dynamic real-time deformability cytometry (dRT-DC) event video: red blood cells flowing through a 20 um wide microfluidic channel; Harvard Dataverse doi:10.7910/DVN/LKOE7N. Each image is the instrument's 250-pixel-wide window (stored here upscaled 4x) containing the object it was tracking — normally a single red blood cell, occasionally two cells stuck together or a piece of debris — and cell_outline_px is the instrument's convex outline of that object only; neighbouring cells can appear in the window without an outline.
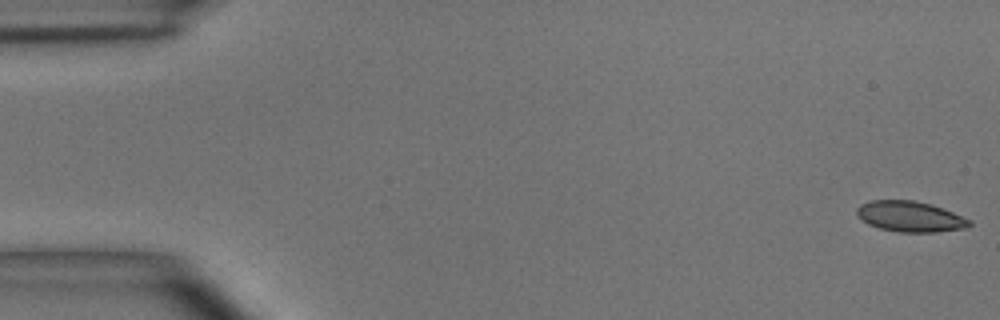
{"species": "common noctule bat (a hibernating species)", "species_latin": "Nyctalus noctula", "temperature_condition": "room temperature", "stored_images_in_passage": 48, "camera_frame_rate_fps": 3000, "um_per_image_px": 0.085, "animal": {"sex": "male", "body_mass_g": 15.6}, "frame": {"image": 1, "passage_image": 1, "time_ms": 0.0, "image_size_px": [1000, 320], "cell_outline_px": [[972, 224], [968, 228], [936, 232], [900, 232], [880, 228], [868, 224], [856, 212], [856, 208], [860, 204], [868, 200], [916, 200], [932, 204], [972, 220]], "centroid_in_image_um": [77.39, 18.4], "position_along_channel_um": 7.6, "area_um2": 20.17}}
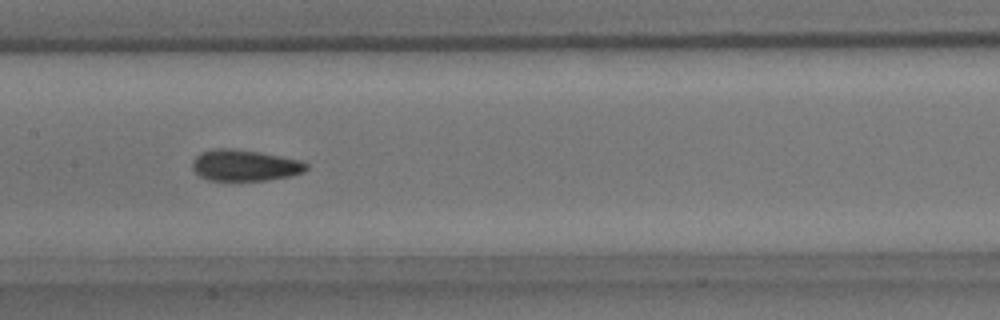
{"frame": {"image": 2, "passage_image": 24, "time_ms": 7.667, "image_size_px": [1000, 320], "cell_outline_px": [[308, 168], [304, 172], [292, 176], [264, 180], [208, 180], [200, 176], [192, 168], [192, 160], [200, 152], [212, 148], [232, 148], [260, 152], [300, 160], [308, 164]], "centroid_in_image_um": [20.79, 14.04], "position_along_channel_um": 186.6, "area_um2": 20.87}}
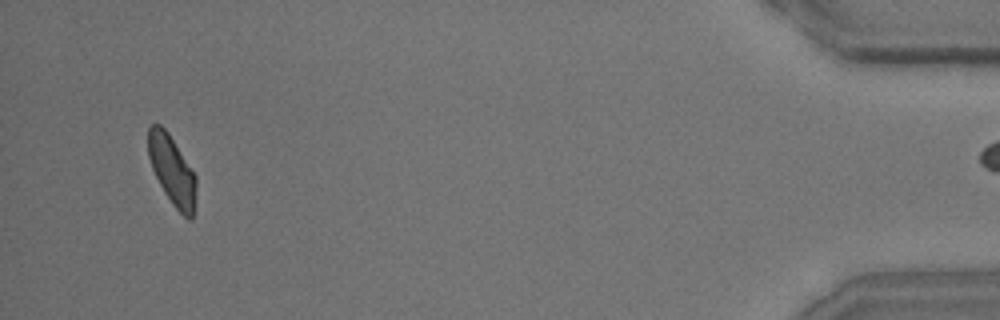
{"frame": {"image": 3, "passage_image": 47, "time_ms": 15.333, "image_size_px": [1000, 320], "cell_outline_px": [[196, 188], [192, 220], [188, 220], [172, 204], [164, 192], [152, 168], [148, 156], [148, 128], [152, 124], [160, 124], [168, 132], [196, 176]], "centroid_in_image_um": [14.62, 14.47], "position_along_channel_um": 420.6, "area_um2": 19.13}}